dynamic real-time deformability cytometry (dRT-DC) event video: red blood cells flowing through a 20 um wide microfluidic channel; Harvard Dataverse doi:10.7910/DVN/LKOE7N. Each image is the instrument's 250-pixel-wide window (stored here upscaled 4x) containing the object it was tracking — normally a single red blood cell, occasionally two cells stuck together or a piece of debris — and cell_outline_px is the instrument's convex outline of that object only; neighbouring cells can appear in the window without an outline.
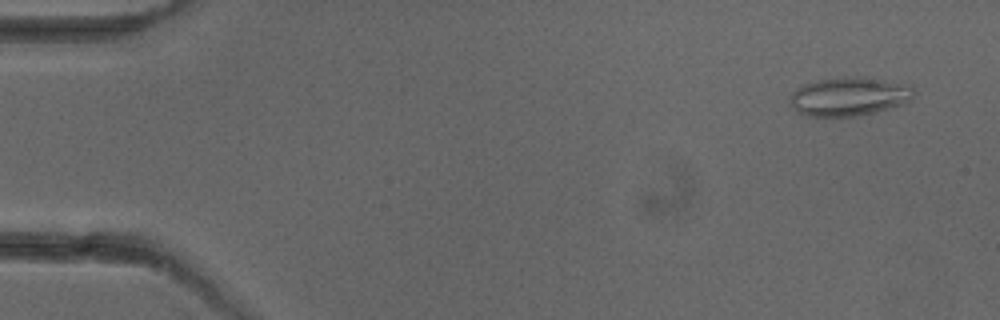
{"species": "common noctule bat (a hibernating species)", "species_latin": "Nyctalus noctula", "temperature_condition": "cold", "stored_images_in_passage": 3, "camera_frame_rate_fps": 3000, "um_per_image_px": 0.085, "animal": {"sex": "female"}, "frame": {"image": 1, "passage_image": 1, "time_ms": 0.0, "image_size_px": [1000, 320], "cell_outline_px": [[916, 92], [912, 100], [904, 104], [876, 112], [856, 116], [804, 116], [796, 112], [788, 100], [788, 96], [796, 88], [804, 84], [820, 80], [844, 76], [856, 76], [912, 84]], "centroid_in_image_um": [72.19, 8.2], "position_along_channel_um": 12.8, "area_um2": 28.5}}